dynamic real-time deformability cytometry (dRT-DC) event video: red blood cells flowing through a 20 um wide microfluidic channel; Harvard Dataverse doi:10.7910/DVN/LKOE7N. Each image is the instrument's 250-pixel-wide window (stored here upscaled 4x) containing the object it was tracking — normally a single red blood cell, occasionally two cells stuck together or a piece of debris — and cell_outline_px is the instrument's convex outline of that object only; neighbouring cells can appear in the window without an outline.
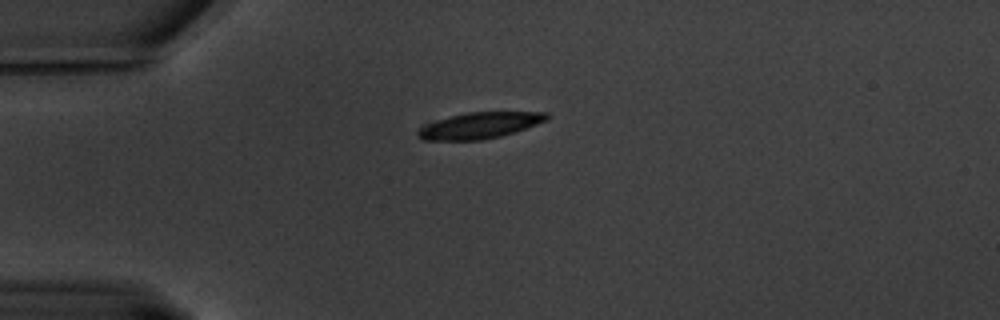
{"species": "common noctule bat (a hibernating species)", "species_latin": "Nyctalus noctula", "temperature_condition": "warm", "stored_images_in_passage": 40, "camera_frame_rate_fps": 3000, "um_per_image_px": 0.085, "animal": {"sex": "male", "body_mass_g": 20.1, "forearm_length_mm": 53.5}, "frame": {"image": 1, "passage_image": 1, "time_ms": 0.0, "image_size_px": [1000, 320], "cell_outline_px": [[548, 120], [516, 132], [484, 140], [424, 140], [416, 132], [420, 128], [428, 124], [452, 116], [468, 112], [548, 112]], "centroid_in_image_um": [40.84, 10.67], "position_along_channel_um": 44.2, "area_um2": 19.36}}
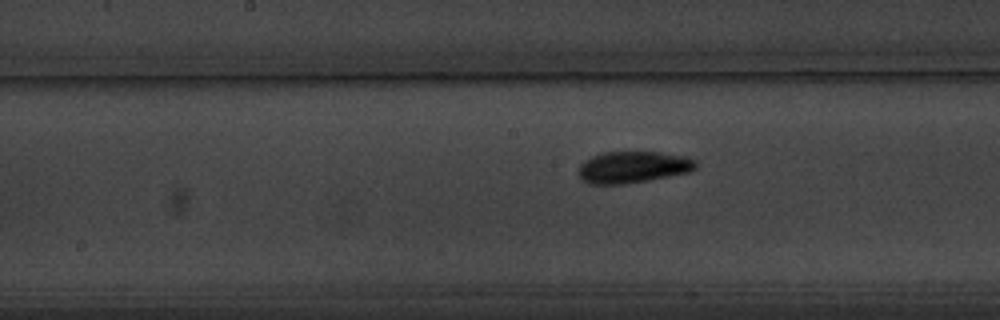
{"frame": {"image": 2, "passage_image": 17, "time_ms": 5.333, "image_size_px": [1000, 320], "cell_outline_px": [[696, 168], [692, 172], [648, 180], [624, 184], [588, 184], [576, 172], [580, 164], [584, 160], [592, 156], [604, 152], [660, 152], [684, 156], [696, 160]], "centroid_in_image_um": [53.8, 14.21], "position_along_channel_um": 194.4, "area_um2": 21.79}}
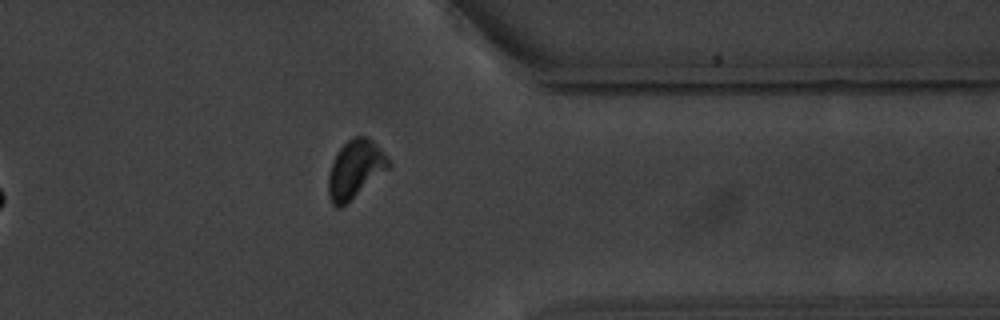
{"frame": {"image": 3, "passage_image": 35, "time_ms": 11.333, "image_size_px": [1000, 320], "cell_outline_px": [[392, 164], [388, 168], [340, 208], [332, 204], [328, 192], [328, 176], [336, 152], [352, 136], [364, 136], [372, 140], [392, 160]], "centroid_in_image_um": [30.2, 14.34], "position_along_channel_um": 381.2, "area_um2": 20.06}, "authors_computed_cell_mechanics": {"area_um2": 20.7791, "velocity_mm_per_s": 3.238, "shape_relaxation_time_tau1_ms": 2.8889, "shape_relaxation_time_tau2_ms": 3.1181, "deformation_change_tau1": 0.1265, "deformation_change_tau2": 0.0835}}